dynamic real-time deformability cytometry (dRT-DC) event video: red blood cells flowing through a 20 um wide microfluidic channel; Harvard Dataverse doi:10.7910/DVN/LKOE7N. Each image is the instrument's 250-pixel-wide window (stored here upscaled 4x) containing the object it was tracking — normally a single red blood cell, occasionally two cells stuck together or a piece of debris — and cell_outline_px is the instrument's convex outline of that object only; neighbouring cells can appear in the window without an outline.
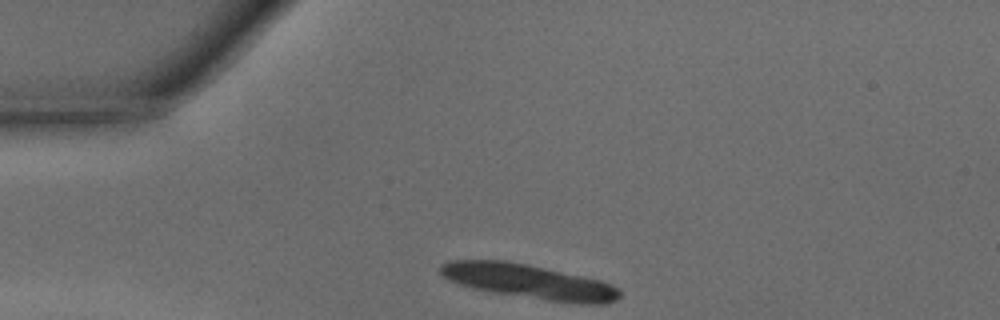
{"species": "common noctule bat (a hibernating species)", "species_latin": "Nyctalus noctula", "temperature_condition": "warm", "stored_images_in_passage": 28, "segment_of_instrument_passage": [1, 2], "camera_frame_rate_fps": 3000, "um_per_image_px": 0.085, "animal": {"sex": "male", "body_mass_g": 15.6}, "frame": {"image": 1, "passage_image": 1, "time_ms": 0.0, "image_size_px": [1000, 320], "cell_outline_px": [[620, 296], [616, 300], [604, 304], [580, 304], [544, 300], [492, 292], [472, 288], [448, 280], [440, 272], [440, 264], [448, 260], [504, 260], [528, 264], [600, 280], [612, 284], [620, 292]], "centroid_in_image_um": [44.95, 23.93], "position_along_channel_um": 40.1, "area_um2": 36.01}}